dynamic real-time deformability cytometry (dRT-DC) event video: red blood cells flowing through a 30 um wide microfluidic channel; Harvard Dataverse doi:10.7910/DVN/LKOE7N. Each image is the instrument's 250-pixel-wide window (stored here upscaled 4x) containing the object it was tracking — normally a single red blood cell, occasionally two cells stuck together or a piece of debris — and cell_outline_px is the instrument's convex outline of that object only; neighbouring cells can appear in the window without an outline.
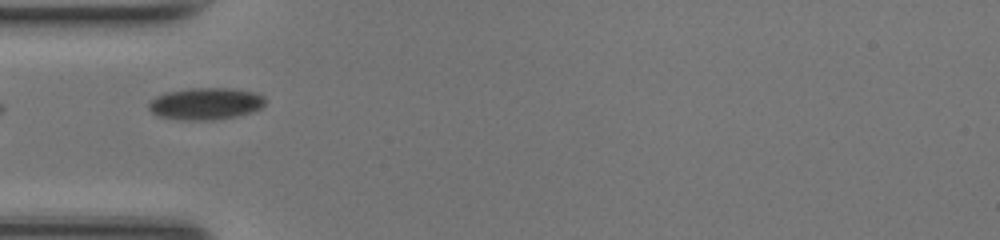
{"species": "common noctule bat (a hibernating species)", "species_latin": "Nyctalus noctula", "temperature_condition": "room temperature", "stored_images_in_passage": 3, "camera_frame_rate_fps": 3000, "um_per_image_px": 0.085, "animal": {"sex": "female", "body_mass_g": 17.0, "forearm_length_mm": 48.0}, "frame": {"image": 1, "passage_image": 1, "time_ms": 0.0, "image_size_px": [1000, 240], "cell_outline_px": [[264, 104], [260, 108], [252, 112], [240, 116], [212, 120], [180, 120], [156, 116], [148, 108], [148, 104], [156, 96], [164, 92], [188, 88], [232, 88], [252, 92], [264, 96]], "centroid_in_image_um": [17.45, 8.82], "position_along_channel_um": 67.6, "area_um2": 21.91}}